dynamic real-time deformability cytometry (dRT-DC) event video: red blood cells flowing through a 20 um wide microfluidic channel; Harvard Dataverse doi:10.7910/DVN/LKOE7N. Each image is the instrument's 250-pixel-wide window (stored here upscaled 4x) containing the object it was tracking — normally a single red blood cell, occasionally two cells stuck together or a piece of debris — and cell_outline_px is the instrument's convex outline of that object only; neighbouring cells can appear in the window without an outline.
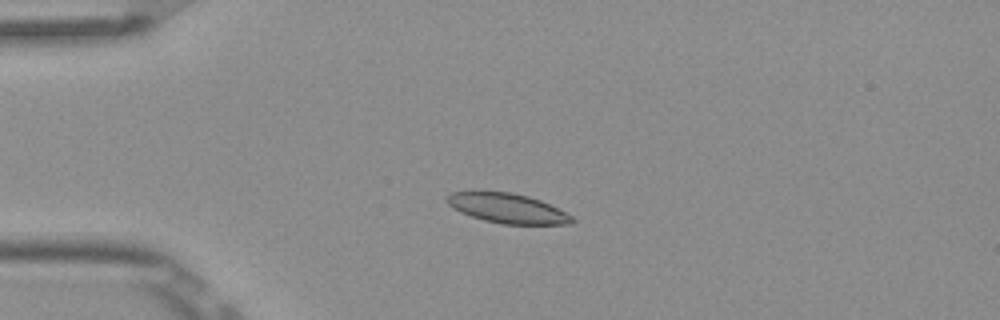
{"species": "Egyptian fruit bat (a non-hibernating species)", "species_latin": "Rousettus aegyptiacus", "temperature_condition": "room temperature", "stored_images_in_passage": 5, "camera_frame_rate_fps": 3000, "um_per_image_px": 0.085, "frame": {"image": 1, "passage_image": 4, "time_ms": 1.0, "image_size_px": [1000, 320], "cell_outline_px": [[576, 220], [572, 224], [504, 224], [484, 220], [460, 212], [452, 208], [444, 200], [444, 196], [452, 192], [512, 192], [528, 196], [540, 200], [572, 216]], "centroid_in_image_um": [43.1, 17.7], "position_along_channel_um": 41.9, "area_um2": 21.5}}